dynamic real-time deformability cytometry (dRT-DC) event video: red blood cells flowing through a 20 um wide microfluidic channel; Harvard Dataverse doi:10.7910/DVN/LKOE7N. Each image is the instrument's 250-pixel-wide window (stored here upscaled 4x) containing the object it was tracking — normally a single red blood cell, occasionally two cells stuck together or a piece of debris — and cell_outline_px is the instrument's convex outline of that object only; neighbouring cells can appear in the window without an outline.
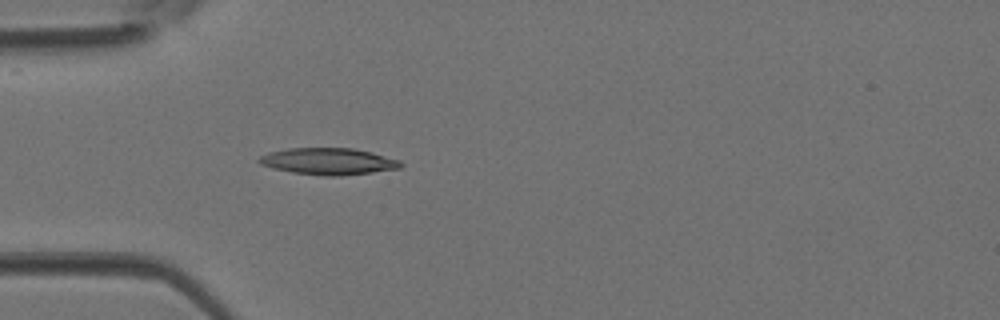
{"species": "Egyptian fruit bat (a non-hibernating species)", "species_latin": "Rousettus aegyptiacus", "temperature_condition": "room temperature", "stored_images_in_passage": 4, "camera_frame_rate_fps": 3000, "um_per_image_px": 0.085, "animal": {"sex": "female"}, "frame": {"image": 1, "passage_image": 4, "time_ms": 1.0, "image_size_px": [1000, 320], "cell_outline_px": [[404, 164], [400, 168], [372, 172], [340, 176], [324, 176], [292, 172], [272, 168], [260, 164], [256, 160], [260, 156], [268, 152], [288, 148], [352, 148], [372, 152], [400, 160]], "centroid_in_image_um": [27.9, 13.71], "position_along_channel_um": 57.1, "area_um2": 22.14}}